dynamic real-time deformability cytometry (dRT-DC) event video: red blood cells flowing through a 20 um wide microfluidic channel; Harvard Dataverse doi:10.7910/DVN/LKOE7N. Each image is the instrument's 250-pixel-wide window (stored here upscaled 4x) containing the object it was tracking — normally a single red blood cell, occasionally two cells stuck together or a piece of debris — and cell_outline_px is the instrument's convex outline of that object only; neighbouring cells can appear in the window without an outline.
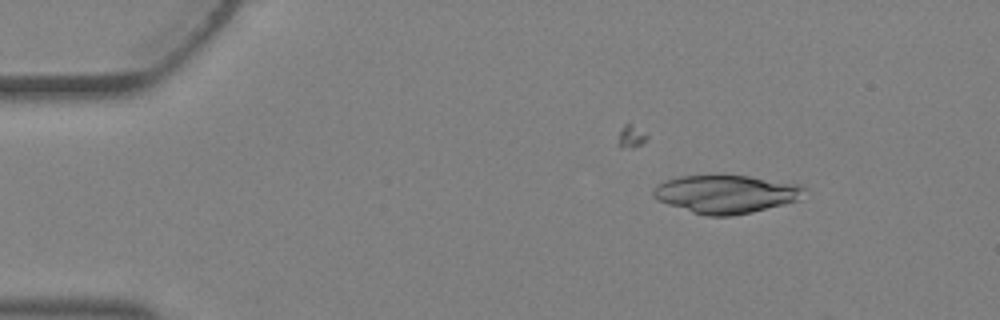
{"species": "Egyptian fruit bat (a non-hibernating species)", "species_latin": "Rousettus aegyptiacus", "temperature_condition": "warm", "stored_images_in_passage": 5, "camera_frame_rate_fps": 3000, "um_per_image_px": 0.085, "animal": {"sex": "female"}, "frame": {"image": 1, "passage_image": 3, "time_ms": 0.667, "image_size_px": [1000, 320], "cell_outline_px": [[808, 188], [800, 200], [752, 212], [732, 216], [708, 216], [692, 212], [656, 200], [652, 196], [652, 188], [668, 180], [680, 176], [748, 176], [804, 184]], "centroid_in_image_um": [61.78, 16.5], "position_along_channel_um": 23.2, "area_um2": 33.7}}